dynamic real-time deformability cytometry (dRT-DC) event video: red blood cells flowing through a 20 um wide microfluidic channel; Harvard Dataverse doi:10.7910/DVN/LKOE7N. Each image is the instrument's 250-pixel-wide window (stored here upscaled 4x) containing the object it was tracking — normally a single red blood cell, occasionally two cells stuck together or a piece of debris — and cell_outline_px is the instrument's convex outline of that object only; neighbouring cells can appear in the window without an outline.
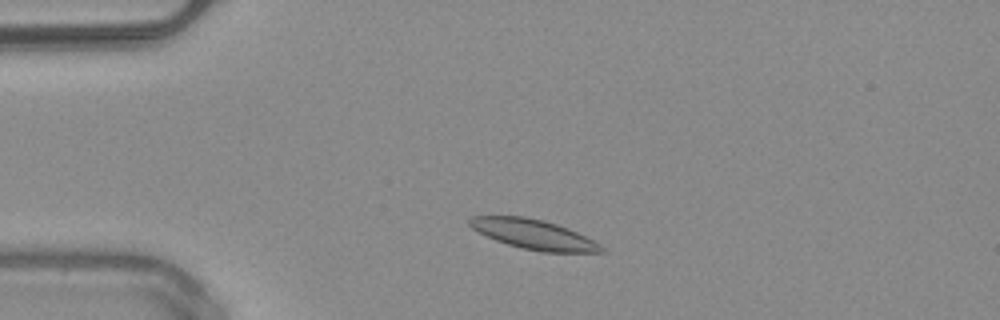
{"species": "common noctule bat (a hibernating species)", "species_latin": "Nyctalus noctula", "temperature_condition": "warm", "stored_images_in_passage": 45, "camera_frame_rate_fps": 3000, "um_per_image_px": 0.085, "animal": {"sex": "male", "body_mass_g": 20.4}, "frame": {"image": 1, "passage_image": 6, "time_ms": 1.667, "image_size_px": [1000, 320], "cell_outline_px": [[604, 252], [540, 252], [508, 244], [496, 240], [472, 228], [468, 224], [468, 220], [472, 216], [524, 216], [544, 220], [568, 228], [600, 244], [604, 248]], "centroid_in_image_um": [45.36, 19.91], "position_along_channel_um": 39.6, "area_um2": 22.48}}
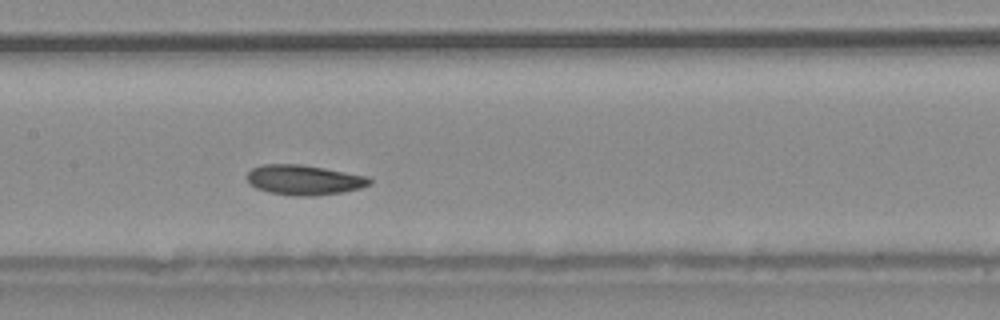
{"frame": {"image": 2, "passage_image": 19, "time_ms": 6.0, "image_size_px": [1000, 320], "cell_outline_px": [[372, 184], [360, 188], [340, 192], [316, 196], [292, 196], [268, 192], [256, 188], [248, 180], [248, 172], [252, 168], [264, 164], [300, 164], [324, 168], [368, 176], [372, 180]], "centroid_in_image_um": [25.87, 15.3], "position_along_channel_um": 181.5, "area_um2": 21.39}}
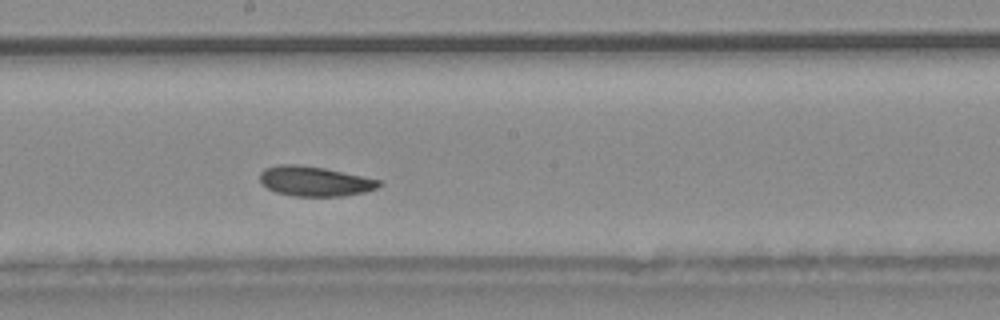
{"frame": {"image": 3, "passage_image": 22, "time_ms": 7.0, "image_size_px": [1000, 320], "cell_outline_px": [[384, 184], [376, 188], [364, 192], [344, 196], [296, 196], [276, 192], [260, 184], [260, 172], [264, 168], [276, 164], [296, 164], [324, 168], [380, 180]], "centroid_in_image_um": [26.72, 15.4], "position_along_channel_um": 221.5, "area_um2": 20.75}, "authors_computed_cell_mechanics": {"area_um2": 21.2704, "velocity_mm_per_s": 3.9981, "shape_relaxation_time_tau1_ms": 3.3973, "shape_relaxation_time_tau2_ms": null, "deformation_change_tau1": 0.085, "deformation_change_tau2": null}}